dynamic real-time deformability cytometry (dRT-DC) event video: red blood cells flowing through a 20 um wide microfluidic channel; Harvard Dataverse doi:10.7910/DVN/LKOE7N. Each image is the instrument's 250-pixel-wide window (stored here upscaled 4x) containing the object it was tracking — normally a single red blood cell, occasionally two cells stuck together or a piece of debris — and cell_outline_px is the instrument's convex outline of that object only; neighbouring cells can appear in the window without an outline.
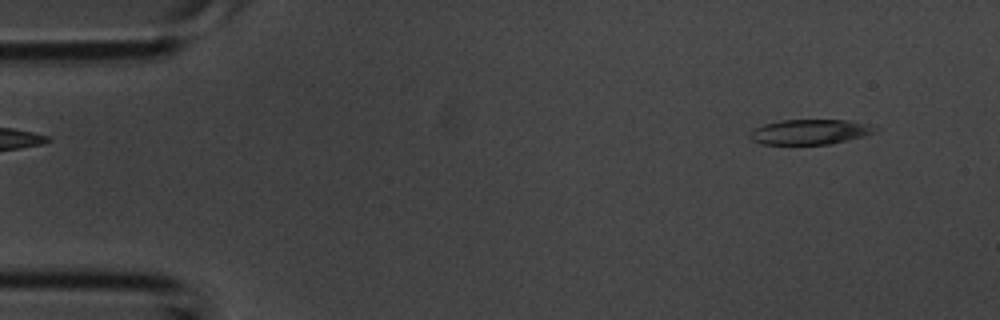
{"species": "common noctule bat (a hibernating species)", "species_latin": "Nyctalus noctula", "temperature_condition": "room temperature", "stored_images_in_passage": 2, "camera_frame_rate_fps": 3000, "um_per_image_px": 0.085, "animal": {"sex": "male", "body_mass_g": 20.1, "forearm_length_mm": 53.5}, "frame": {"image": 1, "passage_image": 1, "time_ms": 0.0, "image_size_px": [1000, 320], "cell_outline_px": [[880, 128], [876, 132], [864, 136], [828, 144], [760, 144], [752, 140], [748, 136], [748, 132], [752, 128], [764, 124], [780, 120], [848, 120]], "centroid_in_image_um": [68.78, 11.21], "position_along_channel_um": 16.2, "area_um2": 18.32}}